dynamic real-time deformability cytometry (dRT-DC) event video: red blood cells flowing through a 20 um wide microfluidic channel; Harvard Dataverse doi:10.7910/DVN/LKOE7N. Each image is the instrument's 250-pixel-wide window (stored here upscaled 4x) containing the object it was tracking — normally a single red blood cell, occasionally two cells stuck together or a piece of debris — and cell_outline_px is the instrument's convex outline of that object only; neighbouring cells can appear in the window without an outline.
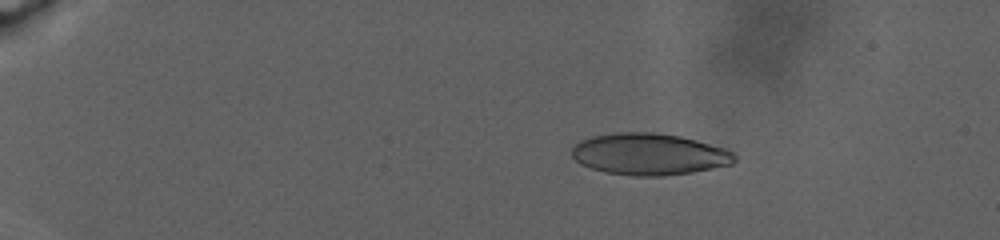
{"species": "human", "species_latin": "Homo sapiens", "temperature_condition": "warm", "stored_images_in_passage": 94, "camera_frame_rate_fps": 3000, "um_per_image_px": 0.085, "donor": {"sex": "male"}, "frame": {"image": 1, "passage_image": 19, "time_ms": 6.0, "image_size_px": [1000, 240], "cell_outline_px": [[736, 160], [732, 164], [692, 172], [664, 176], [632, 176], [604, 172], [580, 164], [572, 156], [572, 148], [580, 140], [592, 136], [616, 132], [652, 132], [680, 136], [728, 148], [736, 152]], "centroid_in_image_um": [55.21, 13.1], "position_along_channel_um": 29.8, "area_um2": 39.82}}
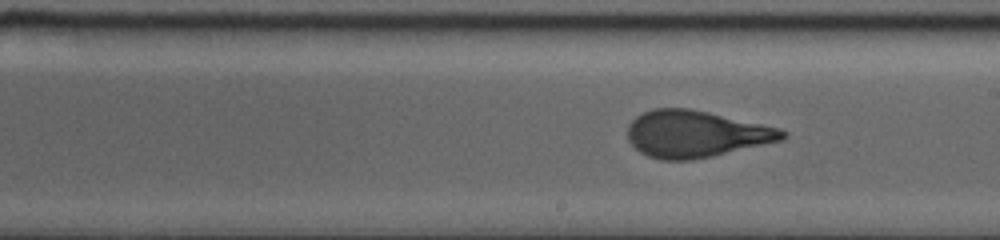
{"frame": {"image": 2, "passage_image": 59, "time_ms": 19.333, "image_size_px": [1000, 240], "cell_outline_px": [[788, 136], [784, 140], [712, 156], [692, 160], [660, 160], [648, 156], [640, 152], [628, 140], [628, 124], [636, 116], [652, 108], [688, 108], [708, 112], [780, 128], [788, 132]], "centroid_in_image_um": [59.15, 11.39], "position_along_channel_um": 229.8, "area_um2": 42.25}}
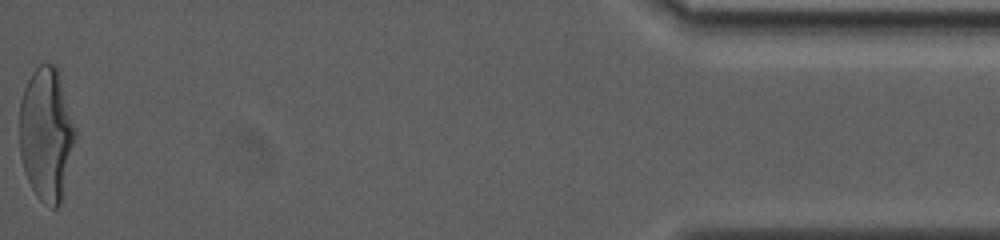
{"frame": {"image": 3, "passage_image": 94, "time_ms": 31.0, "image_size_px": [1000, 240], "cell_outline_px": [[76, 140], [64, 200], [56, 208], [52, 208], [44, 204], [36, 196], [24, 172], [20, 156], [20, 100], [24, 88], [32, 72], [40, 64], [56, 64], [76, 128]], "centroid_in_image_um": [3.97, 11.47], "position_along_channel_um": 431.2, "area_um2": 44.16}, "authors_computed_cell_mechanics": {"area_um2": 41.2114, "velocity_mm_per_s": 2.3652, "shape_relaxation_time_tau1_ms": 8.8764, "shape_relaxation_time_tau2_ms": 1.1899, "deformation_change_tau1": 0.2631, "deformation_change_tau2": 0.0855}}